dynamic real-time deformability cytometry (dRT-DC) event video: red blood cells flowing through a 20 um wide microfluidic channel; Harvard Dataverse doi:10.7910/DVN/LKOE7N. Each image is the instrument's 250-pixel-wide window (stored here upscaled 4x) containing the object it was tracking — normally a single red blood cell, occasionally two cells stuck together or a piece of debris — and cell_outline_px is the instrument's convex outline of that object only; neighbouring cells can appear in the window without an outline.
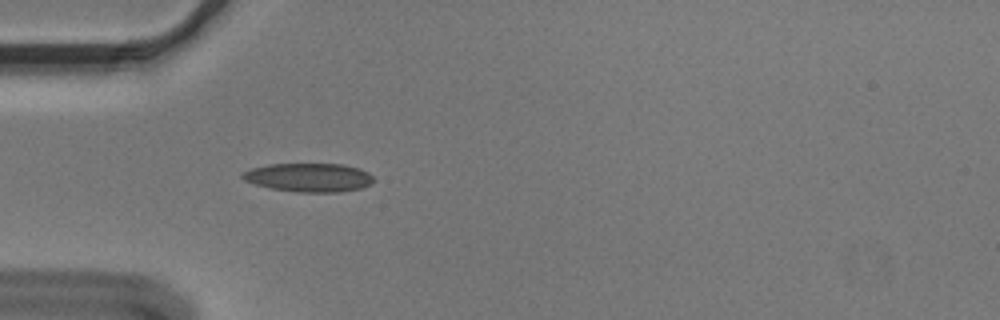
{"species": "Egyptian fruit bat (a non-hibernating species)", "species_latin": "Rousettus aegyptiacus", "temperature_condition": "cold", "stored_images_in_passage": 54, "camera_frame_rate_fps": 3000, "um_per_image_px": 0.085, "animal": {"sex": "male"}, "frame": {"image": 1, "passage_image": 16, "time_ms": 5.0, "image_size_px": [1000, 320], "cell_outline_px": [[376, 180], [372, 184], [360, 188], [340, 192], [296, 192], [272, 188], [256, 184], [244, 180], [240, 176], [240, 172], [252, 168], [268, 164], [344, 164], [360, 168], [368, 172]], "centroid_in_image_um": [26.28, 15.08], "position_along_channel_um": 58.7, "area_um2": 22.08}}
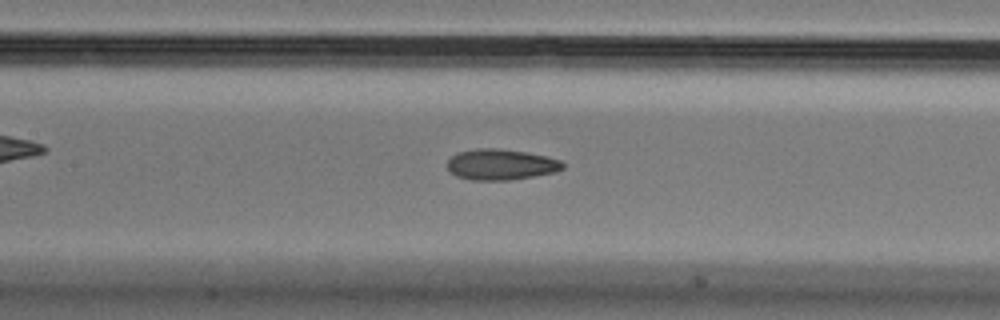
{"frame": {"image": 2, "passage_image": 25, "time_ms": 8.0, "image_size_px": [1000, 320], "cell_outline_px": [[564, 168], [556, 172], [512, 180], [472, 180], [456, 176], [448, 172], [448, 160], [456, 152], [476, 148], [496, 148], [528, 152], [548, 156], [560, 160], [564, 164]], "centroid_in_image_um": [42.57, 13.98], "position_along_channel_um": 164.8, "area_um2": 21.04}}
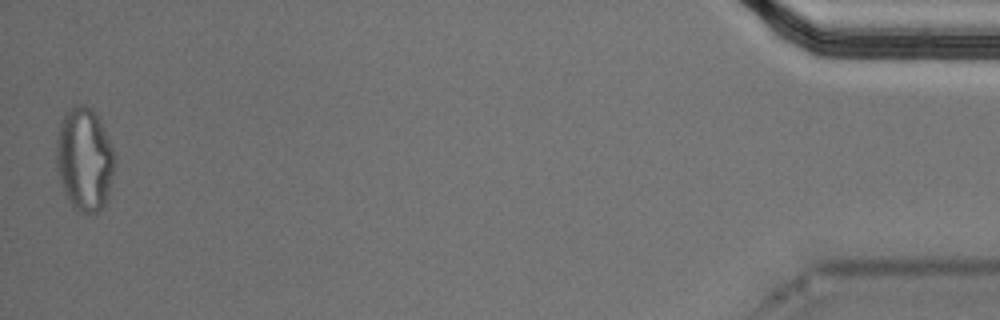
{"frame": {"image": 3, "passage_image": 54, "time_ms": 17.667, "image_size_px": [1000, 320], "cell_outline_px": [[116, 160], [108, 200], [104, 208], [88, 216], [84, 216], [76, 212], [72, 208], [64, 192], [56, 168], [56, 140], [60, 124], [64, 116], [76, 104], [84, 104], [92, 108], [112, 148]], "centroid_in_image_um": [7.18, 13.65], "position_along_channel_um": 428.0, "area_um2": 35.55}, "authors_computed_cell_mechanics": {"area_um2": 20.6924, "velocity_mm_per_s": 3.6271, "shape_relaxation_time_tau1_ms": 10.8812, "shape_relaxation_time_tau2_ms": 1.9133, "deformation_change_tau1": 0.2282, "deformation_change_tau2": 0.0774}}